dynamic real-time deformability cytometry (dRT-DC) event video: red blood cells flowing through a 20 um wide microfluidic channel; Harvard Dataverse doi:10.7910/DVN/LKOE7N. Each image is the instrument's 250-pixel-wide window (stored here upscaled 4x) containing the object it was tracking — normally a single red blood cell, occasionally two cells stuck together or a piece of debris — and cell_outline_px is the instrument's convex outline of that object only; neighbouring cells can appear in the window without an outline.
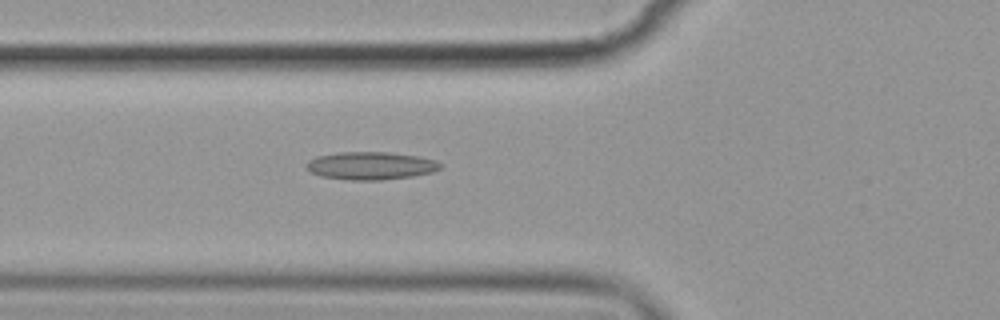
{"species": "common noctule bat (a hibernating species)", "species_latin": "Nyctalus noctula", "temperature_condition": "cold", "stored_images_in_passage": 5, "camera_frame_rate_fps": 3000, "um_per_image_px": 0.085, "animal": {"sex": "female", "body_mass_g": 19.9}, "frame": {"image": 1, "passage_image": 5, "time_ms": 5.0, "image_size_px": [1000, 320], "cell_outline_px": [[444, 164], [440, 168], [432, 172], [412, 176], [380, 180], [348, 180], [320, 176], [308, 172], [304, 168], [304, 164], [308, 160], [316, 156], [340, 152], [388, 152], [420, 156], [436, 160]], "centroid_in_image_um": [31.47, 14.08], "position_along_channel_um": 94.3, "area_um2": 22.08}}